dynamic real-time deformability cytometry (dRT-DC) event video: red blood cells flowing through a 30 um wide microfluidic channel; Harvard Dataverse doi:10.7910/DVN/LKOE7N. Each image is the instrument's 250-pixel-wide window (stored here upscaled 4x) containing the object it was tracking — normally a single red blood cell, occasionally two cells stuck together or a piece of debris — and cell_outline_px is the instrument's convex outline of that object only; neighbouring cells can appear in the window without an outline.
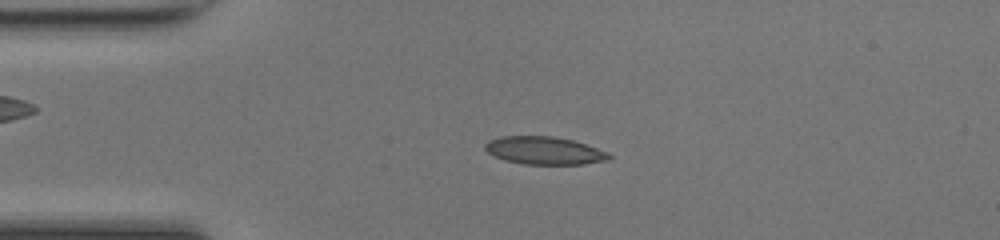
{"species": "common noctule bat (a hibernating species)", "species_latin": "Nyctalus noctula", "temperature_condition": "room temperature", "stored_images_in_passage": 47, "camera_frame_rate_fps": 3000, "um_per_image_px": 0.085, "animal": {"sex": "female", "body_mass_g": 17.0, "forearm_length_mm": 48.0}, "frame": {"image": 1, "passage_image": 10, "time_ms": 3.0, "image_size_px": [1000, 240], "cell_outline_px": [[612, 160], [584, 164], [524, 164], [504, 160], [488, 152], [484, 148], [484, 144], [488, 140], [500, 136], [552, 136], [572, 140], [608, 152], [612, 156]], "centroid_in_image_um": [46.27, 12.8], "position_along_channel_um": 38.7, "area_um2": 20.11}}
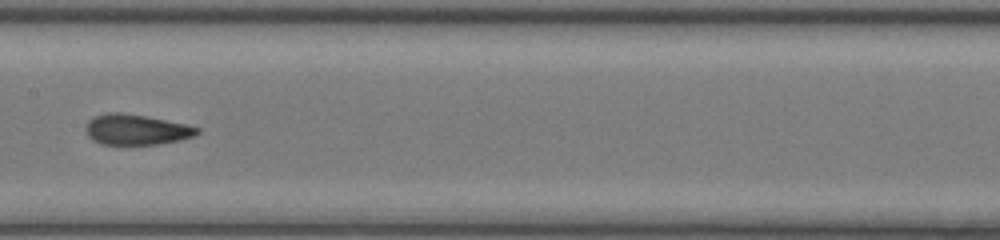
{"frame": {"image": 2, "passage_image": 23, "time_ms": 7.333, "image_size_px": [1000, 240], "cell_outline_px": [[200, 132], [196, 136], [180, 140], [156, 144], [100, 144], [92, 140], [88, 136], [84, 128], [88, 120], [96, 116], [108, 112], [120, 112], [144, 116], [188, 124], [200, 128]], "centroid_in_image_um": [11.59, 11.01], "position_along_channel_um": 195.8, "area_um2": 19.88}}
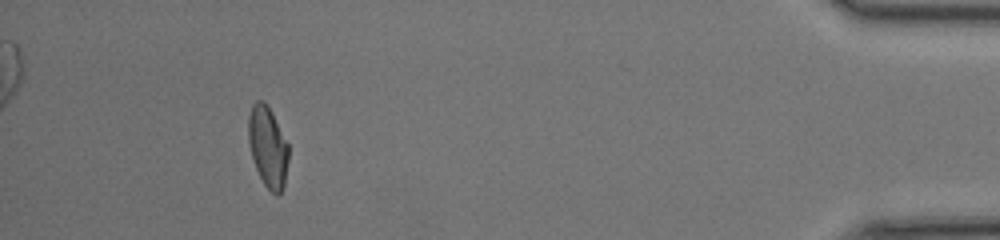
{"frame": {"image": 3, "passage_image": 43, "time_ms": 14.0, "image_size_px": [1000, 240], "cell_outline_px": [[288, 160], [284, 188], [276, 196], [264, 184], [256, 168], [252, 156], [248, 140], [248, 116], [252, 104], [256, 100], [264, 100], [272, 112], [288, 144]], "centroid_in_image_um": [22.76, 12.46], "position_along_channel_um": 412.4, "area_um2": 18.9}, "authors_computed_cell_mechanics": {"area_um2": 19.4208, "velocity_mm_per_s": 4.2723, "shape_relaxation_time_tau1_ms": null, "shape_relaxation_time_tau2_ms": 1.3071, "deformation_change_tau1": null, "deformation_change_tau2": 0.0686}}